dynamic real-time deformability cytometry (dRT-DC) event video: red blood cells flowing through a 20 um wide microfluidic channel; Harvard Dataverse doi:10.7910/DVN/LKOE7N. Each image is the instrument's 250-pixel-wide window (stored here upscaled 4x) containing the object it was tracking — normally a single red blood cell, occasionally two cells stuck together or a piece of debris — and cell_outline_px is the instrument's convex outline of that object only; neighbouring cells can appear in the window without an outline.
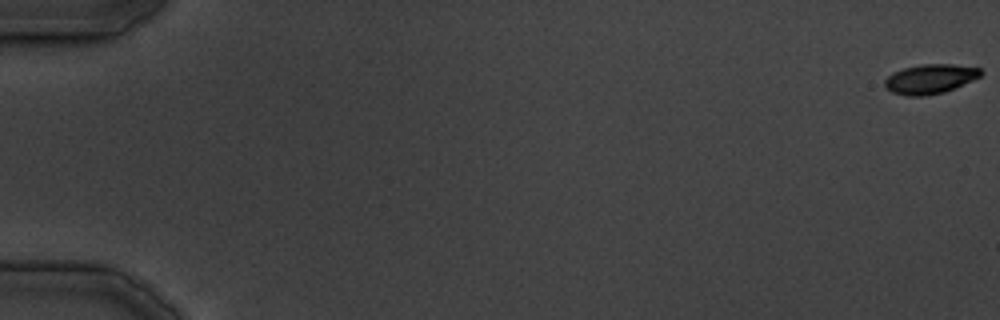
{"species": "common noctule bat (a hibernating species)", "species_latin": "Nyctalus noctula", "temperature_condition": "cold", "stored_images_in_passage": 12, "camera_frame_rate_fps": 3000, "um_per_image_px": 0.085, "animal": {"sex": "male", "body_mass_g": 19.5, "forearm_length_mm": 54.6}, "frame": {"image": 1, "passage_image": 1, "time_ms": 0.0, "image_size_px": [1000, 320], "cell_outline_px": [[984, 72], [980, 76], [972, 80], [944, 92], [924, 96], [908, 96], [892, 92], [884, 88], [884, 80], [892, 72], [904, 68], [920, 64], [952, 64], [980, 68]], "centroid_in_image_um": [79.02, 6.7], "position_along_channel_um": 6.0, "area_um2": 16.53}}